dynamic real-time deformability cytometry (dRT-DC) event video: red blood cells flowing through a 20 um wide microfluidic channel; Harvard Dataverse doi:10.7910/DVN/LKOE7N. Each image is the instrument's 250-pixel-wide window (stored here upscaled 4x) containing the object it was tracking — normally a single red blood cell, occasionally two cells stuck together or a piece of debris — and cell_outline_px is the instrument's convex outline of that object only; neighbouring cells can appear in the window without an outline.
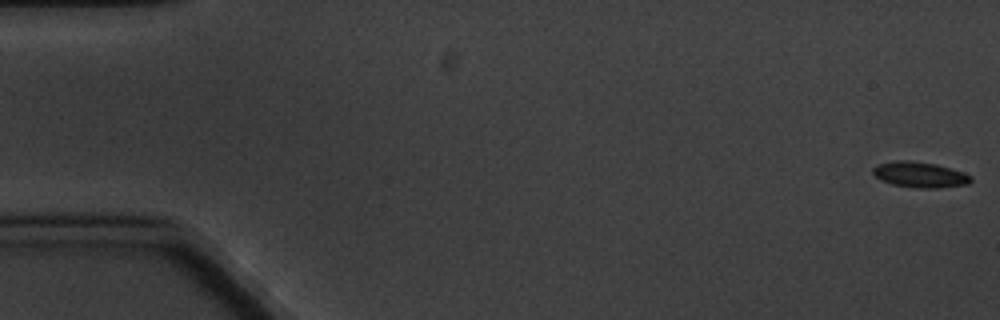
{"species": "common noctule bat (a hibernating species)", "species_latin": "Nyctalus noctula", "temperature_condition": "cold", "stored_images_in_passage": 6, "segment_of_instrument_passage": [1, 2], "camera_frame_rate_fps": 3000, "um_per_image_px": 0.085, "animal": {"sex": "male", "body_mass_g": 20.1, "forearm_length_mm": 53.5}, "frame": {"image": 1, "passage_image": 1, "time_ms": 0.0, "image_size_px": [1000, 320], "cell_outline_px": [[972, 180], [968, 184], [936, 188], [916, 188], [892, 184], [876, 176], [872, 172], [872, 168], [876, 164], [896, 160], [908, 160], [936, 164], [964, 172], [972, 176]], "centroid_in_image_um": [78.2, 14.84], "position_along_channel_um": 6.8, "area_um2": 14.62}}
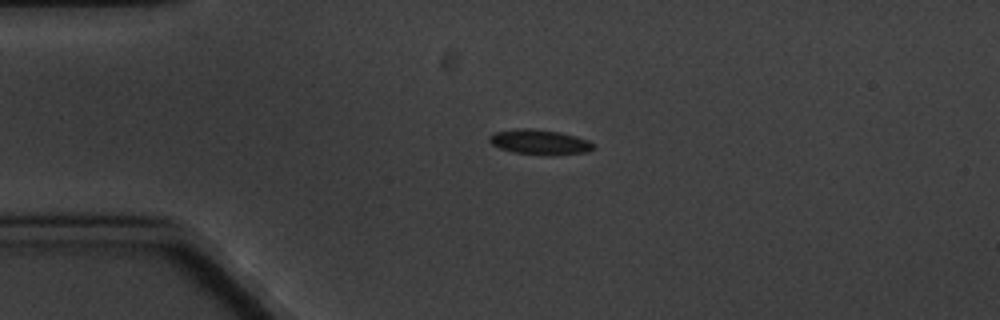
{"frame": {"image": 2, "passage_image": 4, "time_ms": 4.333, "image_size_px": [1000, 320], "cell_outline_px": [[592, 148], [584, 152], [516, 152], [500, 148], [492, 144], [488, 140], [488, 136], [492, 132], [516, 128], [528, 128], [560, 132], [576, 136], [588, 140], [592, 144]], "centroid_in_image_um": [45.74, 11.99], "position_along_channel_um": 39.3, "area_um2": 14.1}}